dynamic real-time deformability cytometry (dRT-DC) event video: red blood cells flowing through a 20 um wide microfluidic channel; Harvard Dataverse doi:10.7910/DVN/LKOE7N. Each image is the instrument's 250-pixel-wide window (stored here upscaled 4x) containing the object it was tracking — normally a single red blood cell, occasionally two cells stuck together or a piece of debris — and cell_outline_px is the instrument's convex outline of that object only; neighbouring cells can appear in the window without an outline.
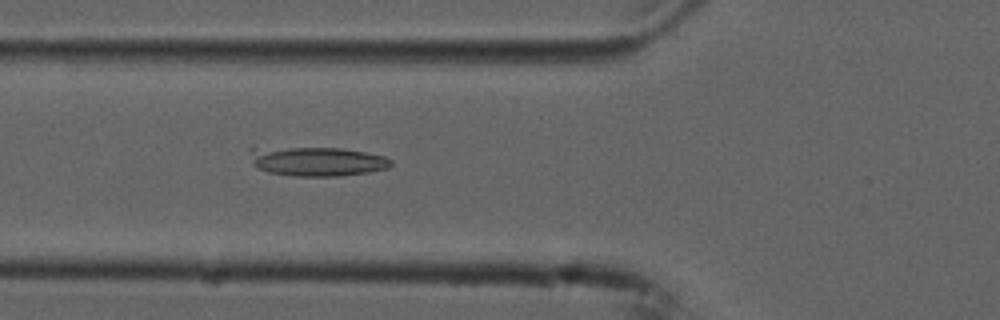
{"species": "common noctule bat (a hibernating species)", "species_latin": "Nyctalus noctula", "temperature_condition": "cold", "stored_images_in_passage": 4, "camera_frame_rate_fps": 3000, "um_per_image_px": 0.085, "animal": {"sex": "male", "forearm_length_mm": 52.5}, "frame": {"image": 1, "passage_image": 4, "time_ms": 1.0, "image_size_px": [1000, 320], "cell_outline_px": [[392, 164], [388, 168], [368, 172], [340, 176], [296, 176], [268, 172], [252, 164], [248, 148], [340, 148], [364, 152], [384, 156], [392, 160]], "centroid_in_image_um": [26.94, 13.72], "position_along_channel_um": 98.9, "area_um2": 23.87}}